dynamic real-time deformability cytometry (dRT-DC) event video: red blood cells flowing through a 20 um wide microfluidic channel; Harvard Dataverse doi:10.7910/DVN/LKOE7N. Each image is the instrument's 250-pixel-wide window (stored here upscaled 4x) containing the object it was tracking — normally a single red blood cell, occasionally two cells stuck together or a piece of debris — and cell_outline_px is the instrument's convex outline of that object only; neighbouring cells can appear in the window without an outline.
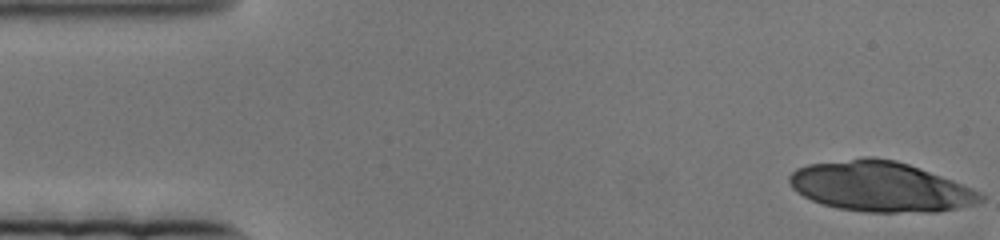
{"species": "human", "species_latin": "Homo sapiens", "temperature_condition": "cold", "stored_images_in_passage": 20, "camera_frame_rate_fps": 3000, "um_per_image_px": 0.085, "donor": {"sex": "female"}, "frame": {"image": 1, "passage_image": 1, "time_ms": 0.0, "image_size_px": [1000, 240], "cell_outline_px": [[984, 200], [976, 204], [936, 212], [868, 212], [840, 208], [824, 204], [812, 200], [796, 192], [792, 188], [788, 180], [788, 176], [796, 168], [808, 164], [864, 156], [872, 156], [896, 160], [908, 164], [952, 180], [972, 188], [980, 192], [984, 196]], "centroid_in_image_um": [74.81, 15.85], "position_along_channel_um": 10.2, "area_um2": 55.83}}